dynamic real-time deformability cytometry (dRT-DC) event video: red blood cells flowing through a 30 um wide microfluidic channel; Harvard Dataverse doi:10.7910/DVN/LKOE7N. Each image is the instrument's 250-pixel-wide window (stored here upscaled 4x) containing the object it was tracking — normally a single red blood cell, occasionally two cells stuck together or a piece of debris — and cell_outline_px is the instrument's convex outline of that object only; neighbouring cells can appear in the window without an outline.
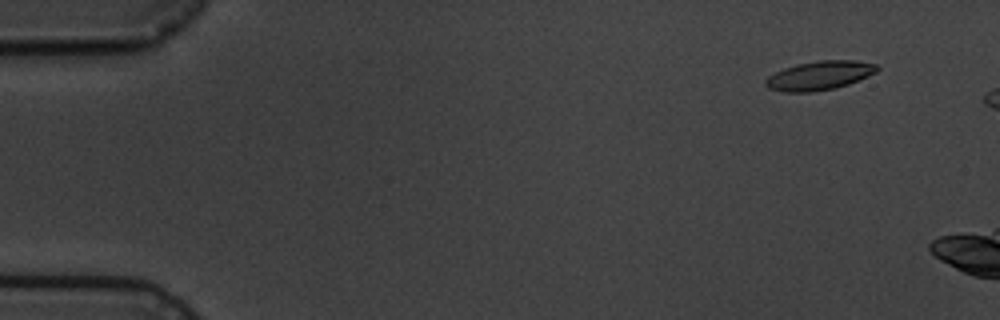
{"species": "common noctule bat (a hibernating species)", "species_latin": "Nyctalus noctula", "temperature_condition": "cold", "stored_images_in_passage": 3, "camera_frame_rate_fps": 3000, "um_per_image_px": 0.085, "animal": {"sex": "male", "body_mass_g": 19.5, "forearm_length_mm": 54.6}, "frame": {"image": 1, "passage_image": 1, "time_ms": 0.0, "image_size_px": [1000, 320], "cell_outline_px": [[880, 68], [876, 72], [868, 76], [848, 84], [836, 88], [812, 92], [784, 92], [768, 88], [764, 84], [764, 80], [768, 76], [784, 68], [796, 64], [820, 60], [856, 60], [876, 64]], "centroid_in_image_um": [69.65, 6.42], "position_along_channel_um": 15.4, "area_um2": 18.9}}